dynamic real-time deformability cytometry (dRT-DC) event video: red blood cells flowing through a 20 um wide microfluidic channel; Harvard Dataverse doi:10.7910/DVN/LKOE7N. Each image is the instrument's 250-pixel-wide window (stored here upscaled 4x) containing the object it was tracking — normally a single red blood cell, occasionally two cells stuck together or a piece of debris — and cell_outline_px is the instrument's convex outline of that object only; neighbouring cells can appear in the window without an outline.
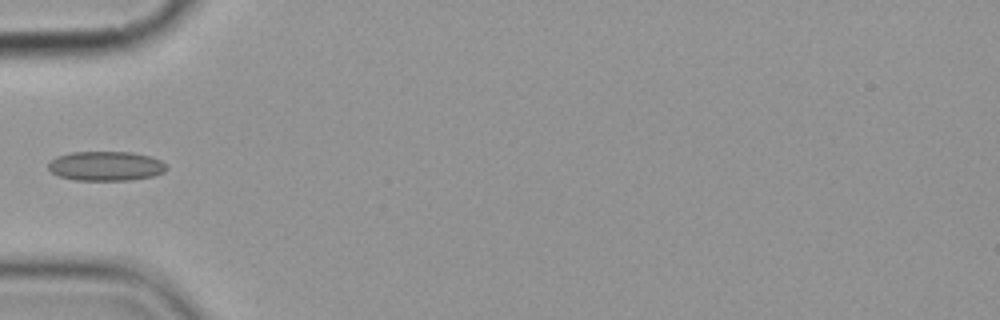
{"species": "common noctule bat (a hibernating species)", "species_latin": "Nyctalus noctula", "temperature_condition": "cold", "stored_images_in_passage": 8, "camera_frame_rate_fps": 3000, "um_per_image_px": 0.085, "animal": {"sex": "female", "body_mass_g": 19.9}, "frame": {"image": 1, "passage_image": 5, "time_ms": 5.0, "image_size_px": [1000, 320], "cell_outline_px": [[168, 168], [164, 172], [152, 176], [128, 180], [76, 180], [60, 176], [52, 172], [48, 168], [48, 164], [56, 156], [72, 152], [132, 152], [152, 156], [168, 164]], "centroid_in_image_um": [9.04, 14.1], "position_along_channel_um": 76.0, "area_um2": 20.35}}
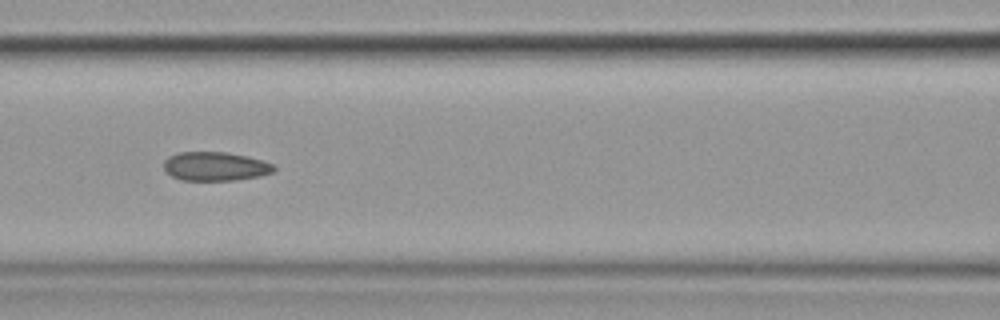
{"frame": {"image": 2, "passage_image": 7, "time_ms": 7.0, "image_size_px": [1000, 320], "cell_outline_px": [[276, 168], [272, 172], [260, 176], [232, 180], [180, 180], [172, 176], [164, 168], [164, 160], [168, 156], [176, 152], [228, 152], [248, 156], [272, 164]], "centroid_in_image_um": [18.27, 14.13], "position_along_channel_um": 148.3, "area_um2": 18.5}}
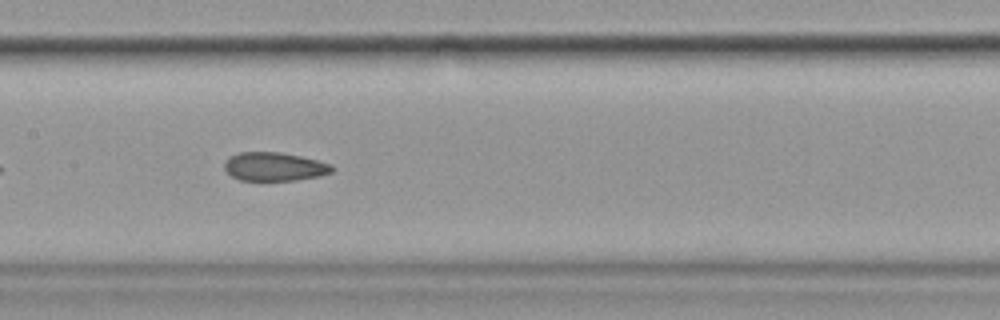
{"frame": {"image": 3, "passage_image": 8, "time_ms": 8.0, "image_size_px": [1000, 320], "cell_outline_px": [[336, 168], [332, 172], [320, 176], [296, 180], [240, 180], [232, 176], [224, 168], [224, 160], [228, 156], [240, 152], [280, 152], [300, 156], [332, 164]], "centroid_in_image_um": [23.32, 14.16], "position_along_channel_um": 184.1, "area_um2": 18.03}}